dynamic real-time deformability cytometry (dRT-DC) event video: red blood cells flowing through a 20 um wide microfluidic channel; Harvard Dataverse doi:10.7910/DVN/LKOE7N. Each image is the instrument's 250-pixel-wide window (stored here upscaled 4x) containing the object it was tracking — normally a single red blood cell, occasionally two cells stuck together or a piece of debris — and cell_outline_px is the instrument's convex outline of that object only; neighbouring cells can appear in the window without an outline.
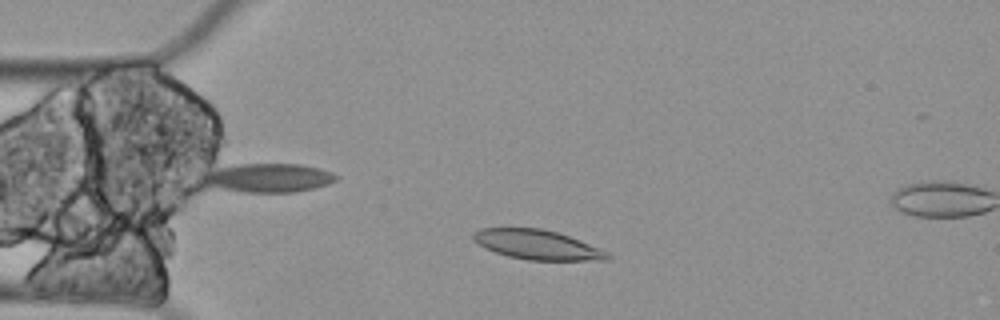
{"species": "Egyptian fruit bat (a non-hibernating species)", "species_latin": "Rousettus aegyptiacus", "temperature_condition": "cold", "stored_images_in_passage": 3, "camera_frame_rate_fps": 3000, "um_per_image_px": 0.085, "animal": {"sex": "female"}, "frame": {"image": 1, "passage_image": 2, "time_ms": 0.333, "image_size_px": [1000, 320], "cell_outline_px": [[612, 256], [608, 260], [528, 260], [508, 256], [484, 248], [472, 240], [472, 232], [480, 228], [540, 228], [556, 232], [568, 236], [608, 252]], "centroid_in_image_um": [45.61, 20.8], "position_along_channel_um": 39.4, "area_um2": 23.0}}